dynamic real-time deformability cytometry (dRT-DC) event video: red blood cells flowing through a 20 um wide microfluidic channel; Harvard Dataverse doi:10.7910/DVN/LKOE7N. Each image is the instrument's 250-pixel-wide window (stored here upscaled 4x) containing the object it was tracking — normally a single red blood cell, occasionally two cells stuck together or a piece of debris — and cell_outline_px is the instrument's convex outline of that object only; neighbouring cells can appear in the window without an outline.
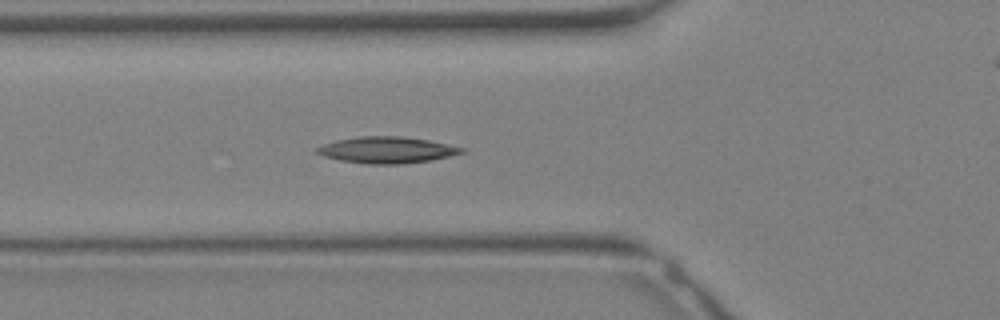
{"species": "Egyptian fruit bat (a non-hibernating species)", "species_latin": "Rousettus aegyptiacus", "temperature_condition": "warm", "stored_images_in_passage": 33, "camera_frame_rate_fps": 3000, "um_per_image_px": 0.085, "animal": {"sex": "female"}, "frame": {"image": 1, "passage_image": 11, "time_ms": 3.333, "image_size_px": [1000, 320], "cell_outline_px": [[464, 152], [432, 160], [400, 164], [368, 164], [340, 160], [324, 156], [316, 152], [316, 148], [324, 144], [336, 140], [360, 136], [400, 136], [428, 140], [464, 148]], "centroid_in_image_um": [32.86, 12.75], "position_along_channel_um": 92.9, "area_um2": 22.02}}
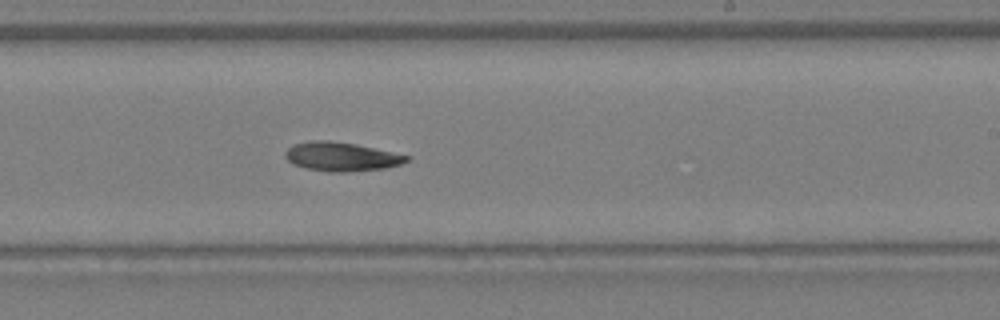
{"frame": {"image": 2, "passage_image": 19, "time_ms": 6.0, "image_size_px": [1000, 320], "cell_outline_px": [[412, 156], [408, 160], [400, 164], [384, 168], [344, 172], [328, 172], [308, 168], [292, 164], [284, 156], [284, 152], [292, 144], [312, 140], [328, 140], [356, 144]], "centroid_in_image_um": [28.99, 13.3], "position_along_channel_um": 260.0, "area_um2": 20.46}}
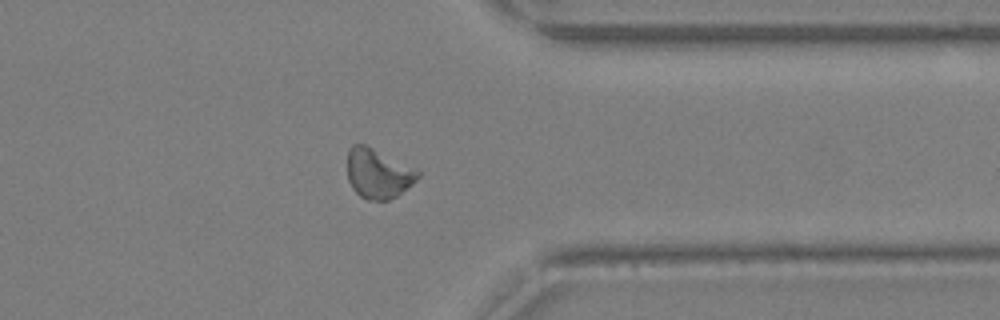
{"frame": {"image": 3, "passage_image": 25, "time_ms": 8.0, "image_size_px": [1000, 320], "cell_outline_px": [[420, 176], [412, 184], [396, 196], [388, 200], [368, 200], [360, 196], [352, 188], [348, 180], [348, 148], [352, 144], [364, 144], [420, 172]], "centroid_in_image_um": [32.09, 14.77], "position_along_channel_um": 379.3, "area_um2": 19.94}}